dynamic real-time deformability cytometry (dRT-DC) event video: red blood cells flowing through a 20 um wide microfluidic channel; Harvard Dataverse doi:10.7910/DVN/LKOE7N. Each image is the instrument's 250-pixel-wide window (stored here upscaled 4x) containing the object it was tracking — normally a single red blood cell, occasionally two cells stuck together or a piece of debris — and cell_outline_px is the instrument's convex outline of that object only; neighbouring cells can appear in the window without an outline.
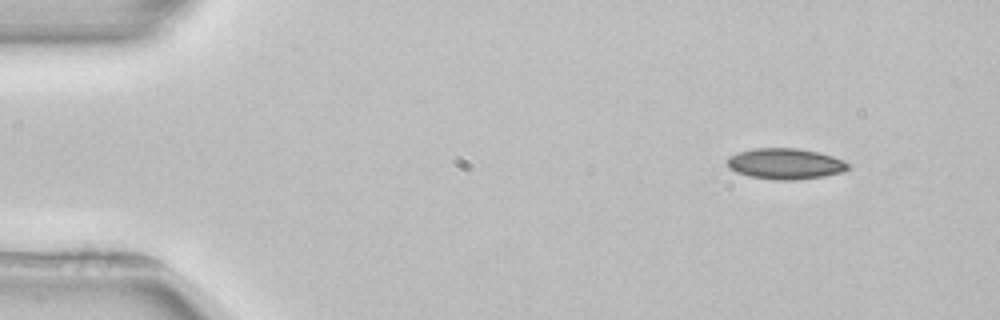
{"species": "common noctule bat (a hibernating species)", "species_latin": "Nyctalus noctula", "temperature_condition": "room temperature", "stored_images_in_passage": 4, "segment_of_instrument_passage": [1, 2], "camera_frame_rate_fps": 3000, "um_per_image_px": 0.085, "animal": {"sex": "female", "body_mass_g": 22.7, "forearm_length_mm": 54.2}, "frame": {"image": 1, "passage_image": 1, "time_ms": 0.0, "image_size_px": [1000, 320], "cell_outline_px": [[848, 168], [844, 172], [824, 176], [792, 180], [776, 180], [748, 176], [736, 172], [728, 168], [728, 156], [736, 152], [752, 148], [796, 148], [820, 152], [844, 160], [848, 164]], "centroid_in_image_um": [66.73, 13.91], "position_along_channel_um": 18.3, "area_um2": 21.91}}